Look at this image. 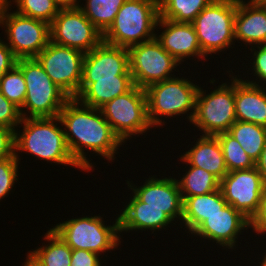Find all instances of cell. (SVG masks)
<instances>
[{
    "instance_id": "6da1fadb",
    "label": "cell",
    "mask_w": 266,
    "mask_h": 266,
    "mask_svg": "<svg viewBox=\"0 0 266 266\" xmlns=\"http://www.w3.org/2000/svg\"><path fill=\"white\" fill-rule=\"evenodd\" d=\"M65 138L74 161L82 171H92L95 166L86 157L85 150L102 156L110 162L123 142L114 133L101 109L86 106L76 98H70L59 113ZM117 152V153H116Z\"/></svg>"
},
{
    "instance_id": "7a4b0ae2",
    "label": "cell",
    "mask_w": 266,
    "mask_h": 266,
    "mask_svg": "<svg viewBox=\"0 0 266 266\" xmlns=\"http://www.w3.org/2000/svg\"><path fill=\"white\" fill-rule=\"evenodd\" d=\"M19 125L23 127L15 130V154L25 151L37 160L81 169L72 158L59 116L22 118Z\"/></svg>"
},
{
    "instance_id": "3957f363",
    "label": "cell",
    "mask_w": 266,
    "mask_h": 266,
    "mask_svg": "<svg viewBox=\"0 0 266 266\" xmlns=\"http://www.w3.org/2000/svg\"><path fill=\"white\" fill-rule=\"evenodd\" d=\"M159 18V0H127L114 22L103 33V41L129 48L155 38Z\"/></svg>"
},
{
    "instance_id": "277c9868",
    "label": "cell",
    "mask_w": 266,
    "mask_h": 266,
    "mask_svg": "<svg viewBox=\"0 0 266 266\" xmlns=\"http://www.w3.org/2000/svg\"><path fill=\"white\" fill-rule=\"evenodd\" d=\"M193 81L174 76L162 82L154 83L145 89L147 116L153 128L165 126L163 117L167 119V117L175 118L174 116L180 115L183 118V115L186 116L187 114L186 118L191 122L195 113L199 90V85H195Z\"/></svg>"
},
{
    "instance_id": "5b68a950",
    "label": "cell",
    "mask_w": 266,
    "mask_h": 266,
    "mask_svg": "<svg viewBox=\"0 0 266 266\" xmlns=\"http://www.w3.org/2000/svg\"><path fill=\"white\" fill-rule=\"evenodd\" d=\"M16 65L21 69L26 83V98L20 109L21 117L59 116L70 97L50 79L36 58L17 59Z\"/></svg>"
},
{
    "instance_id": "8992f818",
    "label": "cell",
    "mask_w": 266,
    "mask_h": 266,
    "mask_svg": "<svg viewBox=\"0 0 266 266\" xmlns=\"http://www.w3.org/2000/svg\"><path fill=\"white\" fill-rule=\"evenodd\" d=\"M116 218L112 225H105L106 221L100 214L98 216L75 217L59 222L51 229L72 250L84 249L102 256L101 254L107 251H115L121 244L119 217Z\"/></svg>"
},
{
    "instance_id": "52a82bcc",
    "label": "cell",
    "mask_w": 266,
    "mask_h": 266,
    "mask_svg": "<svg viewBox=\"0 0 266 266\" xmlns=\"http://www.w3.org/2000/svg\"><path fill=\"white\" fill-rule=\"evenodd\" d=\"M231 76V77H230ZM229 82L216 86L213 91L207 93L199 87L195 113L190 122L194 124L202 135L215 136L222 132H228L237 121L235 112V75L229 73ZM207 93V94H206Z\"/></svg>"
},
{
    "instance_id": "ba28073f",
    "label": "cell",
    "mask_w": 266,
    "mask_h": 266,
    "mask_svg": "<svg viewBox=\"0 0 266 266\" xmlns=\"http://www.w3.org/2000/svg\"><path fill=\"white\" fill-rule=\"evenodd\" d=\"M236 9L237 0H214L192 22L201 51L207 58L235 45Z\"/></svg>"
},
{
    "instance_id": "9c48e42d",
    "label": "cell",
    "mask_w": 266,
    "mask_h": 266,
    "mask_svg": "<svg viewBox=\"0 0 266 266\" xmlns=\"http://www.w3.org/2000/svg\"><path fill=\"white\" fill-rule=\"evenodd\" d=\"M104 118L124 143L132 136L144 135L152 129L147 116L145 89L134 85L128 92L115 97L101 108Z\"/></svg>"
},
{
    "instance_id": "30bf717a",
    "label": "cell",
    "mask_w": 266,
    "mask_h": 266,
    "mask_svg": "<svg viewBox=\"0 0 266 266\" xmlns=\"http://www.w3.org/2000/svg\"><path fill=\"white\" fill-rule=\"evenodd\" d=\"M130 73L134 85L146 89L148 86L162 82L176 75L177 66L181 65L154 38L128 48ZM174 70V71H173Z\"/></svg>"
},
{
    "instance_id": "8fae6325",
    "label": "cell",
    "mask_w": 266,
    "mask_h": 266,
    "mask_svg": "<svg viewBox=\"0 0 266 266\" xmlns=\"http://www.w3.org/2000/svg\"><path fill=\"white\" fill-rule=\"evenodd\" d=\"M85 53L75 48L48 45L35 57L50 79L70 98L78 96Z\"/></svg>"
},
{
    "instance_id": "7c38bea8",
    "label": "cell",
    "mask_w": 266,
    "mask_h": 266,
    "mask_svg": "<svg viewBox=\"0 0 266 266\" xmlns=\"http://www.w3.org/2000/svg\"><path fill=\"white\" fill-rule=\"evenodd\" d=\"M9 11L0 20L5 43L17 59L35 58L50 41V24Z\"/></svg>"
},
{
    "instance_id": "4fadbf2b",
    "label": "cell",
    "mask_w": 266,
    "mask_h": 266,
    "mask_svg": "<svg viewBox=\"0 0 266 266\" xmlns=\"http://www.w3.org/2000/svg\"><path fill=\"white\" fill-rule=\"evenodd\" d=\"M50 41L88 53L103 41V33L79 7L60 9L50 24Z\"/></svg>"
},
{
    "instance_id": "5bb4252c",
    "label": "cell",
    "mask_w": 266,
    "mask_h": 266,
    "mask_svg": "<svg viewBox=\"0 0 266 266\" xmlns=\"http://www.w3.org/2000/svg\"><path fill=\"white\" fill-rule=\"evenodd\" d=\"M265 185L256 166L230 171L220 181V189L227 204L250 221L259 211Z\"/></svg>"
},
{
    "instance_id": "9a60e30c",
    "label": "cell",
    "mask_w": 266,
    "mask_h": 266,
    "mask_svg": "<svg viewBox=\"0 0 266 266\" xmlns=\"http://www.w3.org/2000/svg\"><path fill=\"white\" fill-rule=\"evenodd\" d=\"M131 76L128 48L114 46L102 41L83 59L82 81L78 95L95 79Z\"/></svg>"
},
{
    "instance_id": "2e32d148",
    "label": "cell",
    "mask_w": 266,
    "mask_h": 266,
    "mask_svg": "<svg viewBox=\"0 0 266 266\" xmlns=\"http://www.w3.org/2000/svg\"><path fill=\"white\" fill-rule=\"evenodd\" d=\"M155 176H149L143 185H138V188L130 180H126V184L132 191L131 194H134L141 202L146 203V206L161 209L177 223L178 219L182 220L183 217V200L177 179L174 177H161L159 179Z\"/></svg>"
},
{
    "instance_id": "e0dca14e",
    "label": "cell",
    "mask_w": 266,
    "mask_h": 266,
    "mask_svg": "<svg viewBox=\"0 0 266 266\" xmlns=\"http://www.w3.org/2000/svg\"><path fill=\"white\" fill-rule=\"evenodd\" d=\"M250 229V220L227 204L221 211L207 217L191 234L203 241L216 242L224 249H236L242 230ZM205 239V240H204ZM235 247V248H234Z\"/></svg>"
},
{
    "instance_id": "ac0fdd59",
    "label": "cell",
    "mask_w": 266,
    "mask_h": 266,
    "mask_svg": "<svg viewBox=\"0 0 266 266\" xmlns=\"http://www.w3.org/2000/svg\"><path fill=\"white\" fill-rule=\"evenodd\" d=\"M160 27L164 30L160 32V35L156 34L155 38L179 63L182 64L188 59L191 60L190 57L193 58L192 60L196 57L201 61L202 59L207 61L206 56L201 51L192 23H177L159 17L156 28L161 29Z\"/></svg>"
},
{
    "instance_id": "d6986e66",
    "label": "cell",
    "mask_w": 266,
    "mask_h": 266,
    "mask_svg": "<svg viewBox=\"0 0 266 266\" xmlns=\"http://www.w3.org/2000/svg\"><path fill=\"white\" fill-rule=\"evenodd\" d=\"M234 39L245 47L266 45V11L256 0H237Z\"/></svg>"
},
{
    "instance_id": "ffe728a7",
    "label": "cell",
    "mask_w": 266,
    "mask_h": 266,
    "mask_svg": "<svg viewBox=\"0 0 266 266\" xmlns=\"http://www.w3.org/2000/svg\"><path fill=\"white\" fill-rule=\"evenodd\" d=\"M133 196V197H132ZM129 197V202L121 210L119 217L120 234L130 231H161L169 224L176 225L174 221L161 209L146 206L134 194ZM173 223V224H172Z\"/></svg>"
},
{
    "instance_id": "44dd1931",
    "label": "cell",
    "mask_w": 266,
    "mask_h": 266,
    "mask_svg": "<svg viewBox=\"0 0 266 266\" xmlns=\"http://www.w3.org/2000/svg\"><path fill=\"white\" fill-rule=\"evenodd\" d=\"M242 79L235 75L236 119L266 127V87Z\"/></svg>"
},
{
    "instance_id": "7402d4cb",
    "label": "cell",
    "mask_w": 266,
    "mask_h": 266,
    "mask_svg": "<svg viewBox=\"0 0 266 266\" xmlns=\"http://www.w3.org/2000/svg\"><path fill=\"white\" fill-rule=\"evenodd\" d=\"M195 141L190 150L179 155L180 162L186 163L185 168L188 165L202 168L221 181L228 170L218 138L212 135H200Z\"/></svg>"
},
{
    "instance_id": "603a6c76",
    "label": "cell",
    "mask_w": 266,
    "mask_h": 266,
    "mask_svg": "<svg viewBox=\"0 0 266 266\" xmlns=\"http://www.w3.org/2000/svg\"><path fill=\"white\" fill-rule=\"evenodd\" d=\"M227 205L221 189L211 193L186 197L183 200V217L180 224L186 233H192L207 217L221 211ZM183 223V224H182Z\"/></svg>"
},
{
    "instance_id": "cb8c5ba5",
    "label": "cell",
    "mask_w": 266,
    "mask_h": 266,
    "mask_svg": "<svg viewBox=\"0 0 266 266\" xmlns=\"http://www.w3.org/2000/svg\"><path fill=\"white\" fill-rule=\"evenodd\" d=\"M134 86L132 76H115V78L95 79L76 99L82 104L100 109L115 97L128 92Z\"/></svg>"
},
{
    "instance_id": "d4e9b609",
    "label": "cell",
    "mask_w": 266,
    "mask_h": 266,
    "mask_svg": "<svg viewBox=\"0 0 266 266\" xmlns=\"http://www.w3.org/2000/svg\"><path fill=\"white\" fill-rule=\"evenodd\" d=\"M47 244L29 251L43 266H70L72 249L51 228L45 233Z\"/></svg>"
},
{
    "instance_id": "484cf974",
    "label": "cell",
    "mask_w": 266,
    "mask_h": 266,
    "mask_svg": "<svg viewBox=\"0 0 266 266\" xmlns=\"http://www.w3.org/2000/svg\"><path fill=\"white\" fill-rule=\"evenodd\" d=\"M228 133L239 142L255 163L259 160L266 143V127L237 120Z\"/></svg>"
},
{
    "instance_id": "4316f807",
    "label": "cell",
    "mask_w": 266,
    "mask_h": 266,
    "mask_svg": "<svg viewBox=\"0 0 266 266\" xmlns=\"http://www.w3.org/2000/svg\"><path fill=\"white\" fill-rule=\"evenodd\" d=\"M181 179L177 183L181 192L182 200L186 197L211 193L220 188V181L210 172L189 165Z\"/></svg>"
},
{
    "instance_id": "83f0119b",
    "label": "cell",
    "mask_w": 266,
    "mask_h": 266,
    "mask_svg": "<svg viewBox=\"0 0 266 266\" xmlns=\"http://www.w3.org/2000/svg\"><path fill=\"white\" fill-rule=\"evenodd\" d=\"M214 0H159V17L177 23H192Z\"/></svg>"
},
{
    "instance_id": "f1b7e54d",
    "label": "cell",
    "mask_w": 266,
    "mask_h": 266,
    "mask_svg": "<svg viewBox=\"0 0 266 266\" xmlns=\"http://www.w3.org/2000/svg\"><path fill=\"white\" fill-rule=\"evenodd\" d=\"M79 8L86 18L102 33L114 22L120 7L127 0H85ZM83 5V6H82Z\"/></svg>"
},
{
    "instance_id": "f546056e",
    "label": "cell",
    "mask_w": 266,
    "mask_h": 266,
    "mask_svg": "<svg viewBox=\"0 0 266 266\" xmlns=\"http://www.w3.org/2000/svg\"><path fill=\"white\" fill-rule=\"evenodd\" d=\"M215 136L221 145L228 172L256 166V163L244 151L239 142L228 132H222Z\"/></svg>"
},
{
    "instance_id": "4dcf8cb0",
    "label": "cell",
    "mask_w": 266,
    "mask_h": 266,
    "mask_svg": "<svg viewBox=\"0 0 266 266\" xmlns=\"http://www.w3.org/2000/svg\"><path fill=\"white\" fill-rule=\"evenodd\" d=\"M0 92L19 109L23 107L26 98V83L17 65L0 77Z\"/></svg>"
},
{
    "instance_id": "1f68e13d",
    "label": "cell",
    "mask_w": 266,
    "mask_h": 266,
    "mask_svg": "<svg viewBox=\"0 0 266 266\" xmlns=\"http://www.w3.org/2000/svg\"><path fill=\"white\" fill-rule=\"evenodd\" d=\"M11 3L16 4V13L48 24H51L60 10L53 0H11Z\"/></svg>"
},
{
    "instance_id": "d6a6232c",
    "label": "cell",
    "mask_w": 266,
    "mask_h": 266,
    "mask_svg": "<svg viewBox=\"0 0 266 266\" xmlns=\"http://www.w3.org/2000/svg\"><path fill=\"white\" fill-rule=\"evenodd\" d=\"M16 157H9L0 160V201L1 199L8 197L12 187L15 185L19 178L18 167L21 160L19 153L15 154Z\"/></svg>"
},
{
    "instance_id": "836d02e7",
    "label": "cell",
    "mask_w": 266,
    "mask_h": 266,
    "mask_svg": "<svg viewBox=\"0 0 266 266\" xmlns=\"http://www.w3.org/2000/svg\"><path fill=\"white\" fill-rule=\"evenodd\" d=\"M252 47H249V48H250V51L253 55L252 56L253 58L250 59V61H249L250 63L249 62L246 63V64H251V65H249V67H251V66L252 67L248 68L247 74L252 75V73H253V75L256 77H254L255 79L252 81H251V79L250 80L246 79L244 81L251 83V84H254V85H257V86H263L264 87V86H266V45H255ZM250 69H251L252 73H249Z\"/></svg>"
},
{
    "instance_id": "e575fe53",
    "label": "cell",
    "mask_w": 266,
    "mask_h": 266,
    "mask_svg": "<svg viewBox=\"0 0 266 266\" xmlns=\"http://www.w3.org/2000/svg\"><path fill=\"white\" fill-rule=\"evenodd\" d=\"M21 119L20 109L0 92V125L16 130Z\"/></svg>"
},
{
    "instance_id": "d590c367",
    "label": "cell",
    "mask_w": 266,
    "mask_h": 266,
    "mask_svg": "<svg viewBox=\"0 0 266 266\" xmlns=\"http://www.w3.org/2000/svg\"><path fill=\"white\" fill-rule=\"evenodd\" d=\"M9 157H16L15 130L0 125V160Z\"/></svg>"
},
{
    "instance_id": "8d00e7d4",
    "label": "cell",
    "mask_w": 266,
    "mask_h": 266,
    "mask_svg": "<svg viewBox=\"0 0 266 266\" xmlns=\"http://www.w3.org/2000/svg\"><path fill=\"white\" fill-rule=\"evenodd\" d=\"M101 258L99 254L89 250H72L70 266H102Z\"/></svg>"
},
{
    "instance_id": "74e56055",
    "label": "cell",
    "mask_w": 266,
    "mask_h": 266,
    "mask_svg": "<svg viewBox=\"0 0 266 266\" xmlns=\"http://www.w3.org/2000/svg\"><path fill=\"white\" fill-rule=\"evenodd\" d=\"M250 230H254V233H257L256 235L260 234L266 237V185L261 198L259 211L250 221Z\"/></svg>"
},
{
    "instance_id": "f35d334b",
    "label": "cell",
    "mask_w": 266,
    "mask_h": 266,
    "mask_svg": "<svg viewBox=\"0 0 266 266\" xmlns=\"http://www.w3.org/2000/svg\"><path fill=\"white\" fill-rule=\"evenodd\" d=\"M16 62L17 58L14 56L11 48L5 43V40L0 39V77L12 69Z\"/></svg>"
},
{
    "instance_id": "ab89813d",
    "label": "cell",
    "mask_w": 266,
    "mask_h": 266,
    "mask_svg": "<svg viewBox=\"0 0 266 266\" xmlns=\"http://www.w3.org/2000/svg\"><path fill=\"white\" fill-rule=\"evenodd\" d=\"M256 168L261 174L264 183L266 184V143L261 152L259 160L256 162Z\"/></svg>"
},
{
    "instance_id": "60d3db41",
    "label": "cell",
    "mask_w": 266,
    "mask_h": 266,
    "mask_svg": "<svg viewBox=\"0 0 266 266\" xmlns=\"http://www.w3.org/2000/svg\"><path fill=\"white\" fill-rule=\"evenodd\" d=\"M59 9L78 8L81 0H53Z\"/></svg>"
},
{
    "instance_id": "b9f144b4",
    "label": "cell",
    "mask_w": 266,
    "mask_h": 266,
    "mask_svg": "<svg viewBox=\"0 0 266 266\" xmlns=\"http://www.w3.org/2000/svg\"><path fill=\"white\" fill-rule=\"evenodd\" d=\"M23 266H43L30 252L27 253Z\"/></svg>"
},
{
    "instance_id": "7bdbcfd3",
    "label": "cell",
    "mask_w": 266,
    "mask_h": 266,
    "mask_svg": "<svg viewBox=\"0 0 266 266\" xmlns=\"http://www.w3.org/2000/svg\"><path fill=\"white\" fill-rule=\"evenodd\" d=\"M11 7V0H0V20L6 14V12L11 9Z\"/></svg>"
},
{
    "instance_id": "ee69618b",
    "label": "cell",
    "mask_w": 266,
    "mask_h": 266,
    "mask_svg": "<svg viewBox=\"0 0 266 266\" xmlns=\"http://www.w3.org/2000/svg\"><path fill=\"white\" fill-rule=\"evenodd\" d=\"M265 252L262 253L260 256H262V259L261 261L259 262L260 263V266H266V250H264ZM265 254V255H264Z\"/></svg>"
},
{
    "instance_id": "f6af8a7d",
    "label": "cell",
    "mask_w": 266,
    "mask_h": 266,
    "mask_svg": "<svg viewBox=\"0 0 266 266\" xmlns=\"http://www.w3.org/2000/svg\"><path fill=\"white\" fill-rule=\"evenodd\" d=\"M262 8L266 11V0H256Z\"/></svg>"
}]
</instances>
